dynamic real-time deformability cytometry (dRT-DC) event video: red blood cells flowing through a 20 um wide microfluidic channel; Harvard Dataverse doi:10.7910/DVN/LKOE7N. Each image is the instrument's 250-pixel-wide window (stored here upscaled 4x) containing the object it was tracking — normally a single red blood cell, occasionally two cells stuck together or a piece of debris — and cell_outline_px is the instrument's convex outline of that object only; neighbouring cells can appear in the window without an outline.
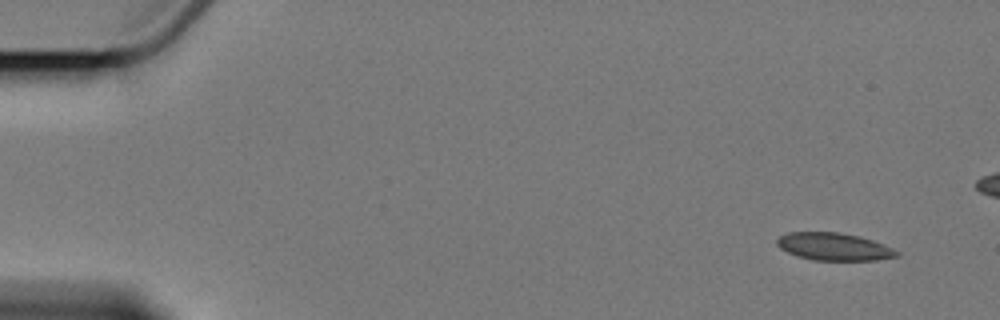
{"species": "Egyptian fruit bat (a non-hibernating species)", "species_latin": "Rousettus aegyptiacus", "temperature_condition": "cold", "stored_images_in_passage": 5, "camera_frame_rate_fps": 3000, "um_per_image_px": 0.085, "animal": {"sex": "female"}, "frame": {"image": 1, "passage_image": 1, "time_ms": 0.0, "image_size_px": [1000, 320], "cell_outline_px": [[900, 256], [876, 260], [812, 260], [796, 256], [780, 248], [776, 244], [776, 240], [780, 236], [788, 232], [840, 232], [860, 236], [884, 244], [900, 252]], "centroid_in_image_um": [70.89, 20.96], "position_along_channel_um": 14.1, "area_um2": 19.36}}